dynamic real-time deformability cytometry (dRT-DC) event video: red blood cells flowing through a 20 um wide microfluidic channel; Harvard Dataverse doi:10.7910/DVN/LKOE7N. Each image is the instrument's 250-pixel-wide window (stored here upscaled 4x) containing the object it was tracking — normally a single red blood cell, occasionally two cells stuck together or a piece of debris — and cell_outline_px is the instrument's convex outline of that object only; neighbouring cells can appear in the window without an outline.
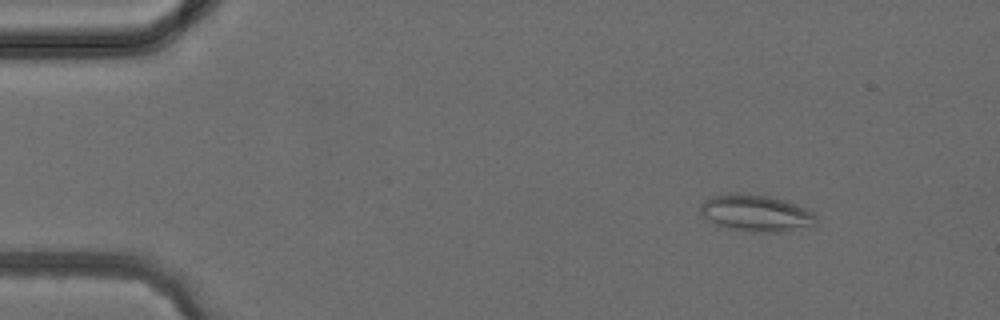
{"species": "common noctule bat (a hibernating species)", "species_latin": "Nyctalus noctula", "temperature_condition": "cold", "stored_images_in_passage": 3, "camera_frame_rate_fps": 3000, "um_per_image_px": 0.085, "animal": {"sex": "female", "body_mass_g": 24.6, "forearm_length_mm": 56.2}, "frame": {"image": 1, "passage_image": 1, "time_ms": 0.0, "image_size_px": [1000, 320], "cell_outline_px": [[816, 224], [784, 232], [752, 232], [728, 228], [716, 224], [704, 216], [700, 212], [700, 208], [704, 200], [712, 196], [736, 192], [740, 192], [768, 196], [784, 200], [804, 208], [812, 212], [816, 216]], "centroid_in_image_um": [64.25, 18.11], "position_along_channel_um": 20.8, "area_um2": 24.62}}
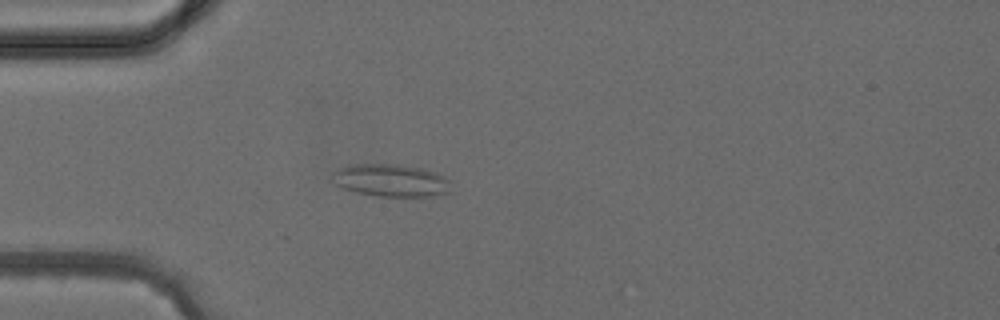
{"frame": {"image": 2, "passage_image": 3, "time_ms": 2.333, "image_size_px": [1000, 320], "cell_outline_px": [[452, 192], [428, 196], [380, 196], [356, 192], [344, 188], [336, 184], [332, 176], [332, 172], [348, 164], [400, 164], [424, 168], [436, 172], [452, 180]], "centroid_in_image_um": [33.3, 15.32], "position_along_channel_um": 51.7, "area_um2": 22.77}}